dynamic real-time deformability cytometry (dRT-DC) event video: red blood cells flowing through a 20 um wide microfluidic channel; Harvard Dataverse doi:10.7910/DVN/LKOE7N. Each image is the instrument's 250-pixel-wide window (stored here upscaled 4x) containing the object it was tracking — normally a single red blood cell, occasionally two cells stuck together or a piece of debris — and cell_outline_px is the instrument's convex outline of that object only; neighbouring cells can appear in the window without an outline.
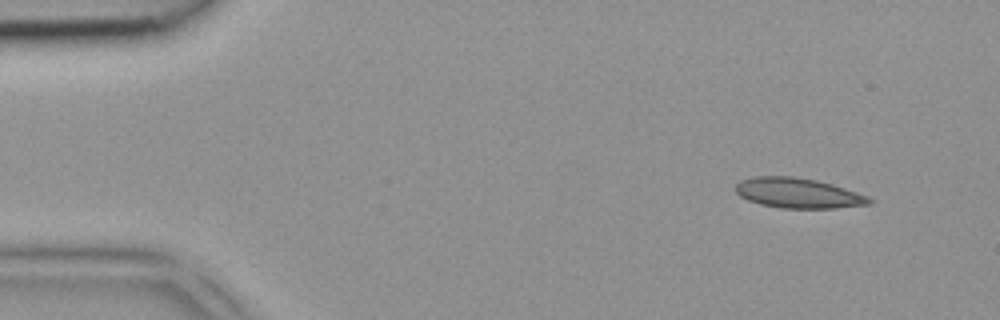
{"species": "common noctule bat (a hibernating species)", "species_latin": "Nyctalus noctula", "temperature_condition": "room temperature", "stored_images_in_passage": 4, "camera_frame_rate_fps": 3000, "um_per_image_px": 0.085, "animal": {"sex": "female", "body_mass_g": 18.4}, "frame": {"image": 1, "passage_image": 1, "time_ms": 0.0, "image_size_px": [1000, 320], "cell_outline_px": [[876, 200], [872, 204], [836, 208], [780, 208], [760, 204], [748, 200], [740, 196], [736, 192], [736, 184], [740, 180], [756, 176], [792, 176], [816, 180], [832, 184], [868, 196]], "centroid_in_image_um": [67.86, 16.42], "position_along_channel_um": 17.1, "area_um2": 23.52}}